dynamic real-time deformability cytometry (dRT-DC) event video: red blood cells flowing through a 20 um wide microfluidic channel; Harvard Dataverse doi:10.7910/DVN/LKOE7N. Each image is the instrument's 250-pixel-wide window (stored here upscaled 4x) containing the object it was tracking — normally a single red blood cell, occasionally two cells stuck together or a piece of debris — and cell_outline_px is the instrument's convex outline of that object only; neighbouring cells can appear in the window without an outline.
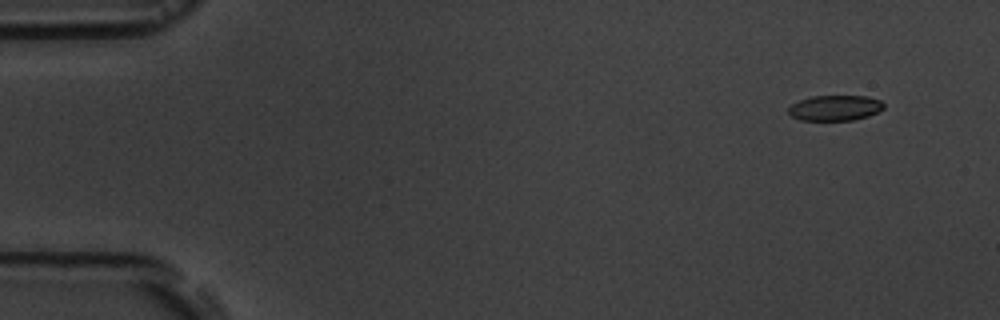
{"species": "common noctule bat (a hibernating species)", "species_latin": "Nyctalus noctula", "temperature_condition": "room temperature", "stored_images_in_passage": 16, "camera_frame_rate_fps": 3000, "um_per_image_px": 0.085, "animal": {"sex": "male", "body_mass_g": 19.5, "forearm_length_mm": 54.6}, "frame": {"image": 1, "passage_image": 2, "time_ms": 1.0, "image_size_px": [1000, 320], "cell_outline_px": [[884, 108], [880, 112], [868, 116], [852, 120], [800, 120], [792, 116], [788, 112], [788, 108], [792, 104], [800, 100], [812, 96], [864, 96], [880, 100], [884, 104]], "centroid_in_image_um": [70.99, 9.17], "position_along_channel_um": 14.0, "area_um2": 14.1}}
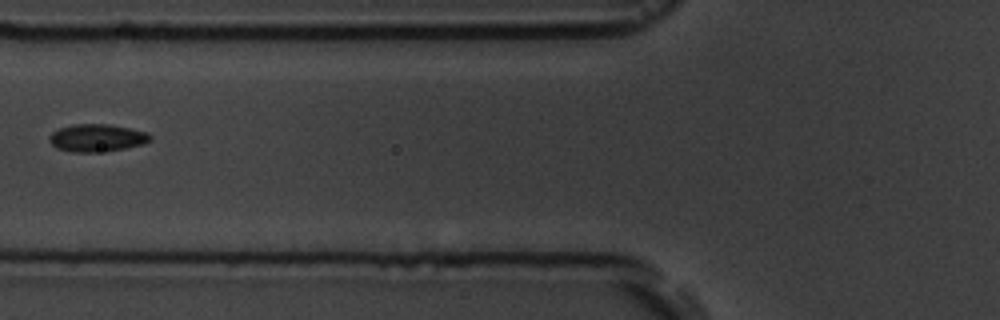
{"frame": {"image": 2, "passage_image": 7, "time_ms": 7.0, "image_size_px": [1000, 320], "cell_outline_px": [[152, 140], [144, 144], [124, 148], [92, 152], [72, 152], [56, 148], [48, 140], [48, 136], [52, 132], [60, 128], [72, 124], [108, 124], [148, 132], [152, 136]], "centroid_in_image_um": [8.23, 11.71], "position_along_channel_um": 117.6, "area_um2": 16.18}}
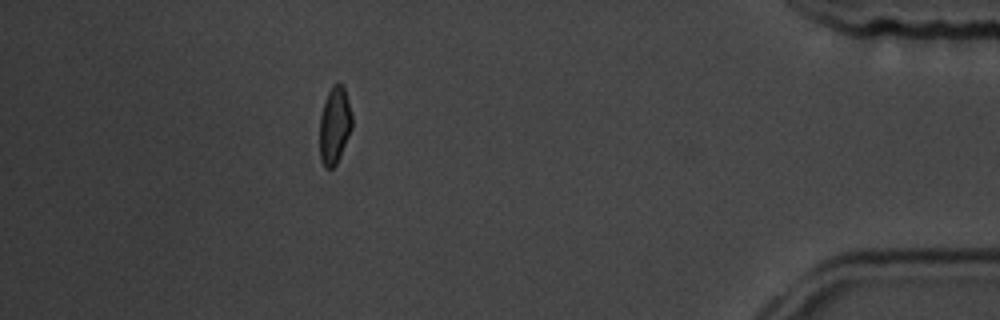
{"frame": {"image": 3, "passage_image": 15, "time_ms": 16.333, "image_size_px": [1000, 320], "cell_outline_px": [[352, 128], [340, 156], [336, 164], [332, 168], [324, 168], [320, 160], [320, 116], [324, 100], [332, 84], [344, 84], [352, 116]], "centroid_in_image_um": [28.43, 10.64], "position_along_channel_um": 406.8, "area_um2": 14.68}, "authors_computed_cell_mechanics": {"area_um2": 14.8835, "velocity_mm_per_s": 3.64, "shape_relaxation_time_tau1_ms": 8.1297, "shape_relaxation_time_tau2_ms": 2.9546, "deformation_change_tau1": 0.1385, "deformation_change_tau2": 0.0449}}